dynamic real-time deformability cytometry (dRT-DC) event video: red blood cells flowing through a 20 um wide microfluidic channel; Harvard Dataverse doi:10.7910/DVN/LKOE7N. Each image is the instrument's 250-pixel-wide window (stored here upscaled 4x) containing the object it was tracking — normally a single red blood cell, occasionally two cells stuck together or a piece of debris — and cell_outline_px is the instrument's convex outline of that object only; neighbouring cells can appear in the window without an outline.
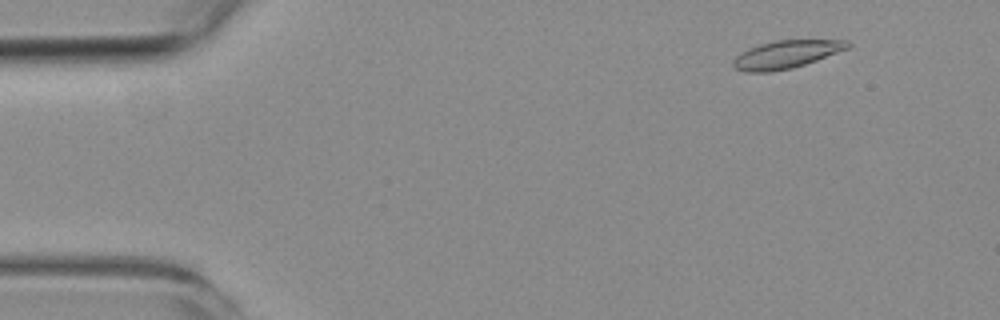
{"species": "common noctule bat (a hibernating species)", "species_latin": "Nyctalus noctula", "temperature_condition": "room temperature", "stored_images_in_passage": 3, "camera_frame_rate_fps": 3000, "um_per_image_px": 0.085, "animal": {"sex": "female", "body_mass_g": 19.3, "forearm_length_mm": 54.1}, "frame": {"image": 1, "passage_image": 2, "time_ms": 1.0, "image_size_px": [1000, 320], "cell_outline_px": [[852, 44], [848, 48], [816, 60], [792, 68], [772, 72], [744, 72], [736, 68], [732, 64], [732, 60], [736, 56], [748, 48], [760, 44], [776, 40], [848, 40]], "centroid_in_image_um": [66.8, 4.62], "position_along_channel_um": 18.2, "area_um2": 18.5}}